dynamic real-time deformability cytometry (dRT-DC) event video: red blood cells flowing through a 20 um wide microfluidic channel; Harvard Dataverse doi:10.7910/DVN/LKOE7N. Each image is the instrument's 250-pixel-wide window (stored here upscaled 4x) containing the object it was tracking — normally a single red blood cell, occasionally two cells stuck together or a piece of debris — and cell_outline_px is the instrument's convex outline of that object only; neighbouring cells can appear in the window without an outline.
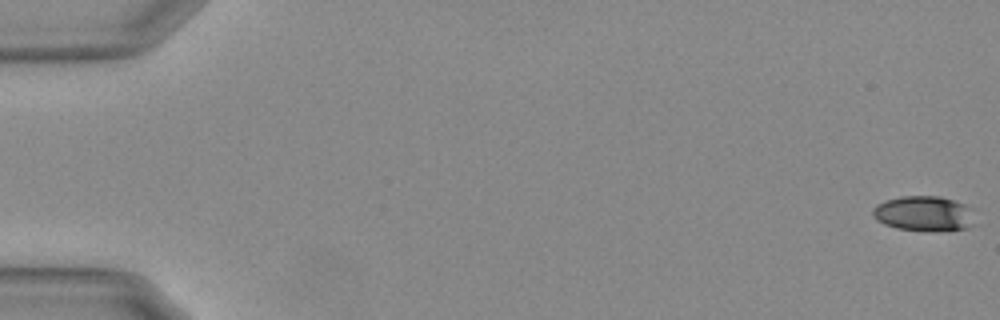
{"species": "Egyptian fruit bat (a non-hibernating species)", "species_latin": "Rousettus aegyptiacus", "temperature_condition": "warm", "stored_images_in_passage": 12, "camera_frame_rate_fps": 3000, "um_per_image_px": 0.085, "animal": {"sex": "female"}, "frame": {"image": 1, "passage_image": 1, "time_ms": 0.0, "image_size_px": [1000, 320], "cell_outline_px": [[972, 224], [968, 228], [936, 232], [924, 232], [896, 228], [884, 224], [876, 220], [872, 216], [872, 208], [876, 204], [884, 200], [900, 196], [940, 196], [964, 204], [972, 208]], "centroid_in_image_um": [78.48, 18.17], "position_along_channel_um": 6.5, "area_um2": 21.33}}